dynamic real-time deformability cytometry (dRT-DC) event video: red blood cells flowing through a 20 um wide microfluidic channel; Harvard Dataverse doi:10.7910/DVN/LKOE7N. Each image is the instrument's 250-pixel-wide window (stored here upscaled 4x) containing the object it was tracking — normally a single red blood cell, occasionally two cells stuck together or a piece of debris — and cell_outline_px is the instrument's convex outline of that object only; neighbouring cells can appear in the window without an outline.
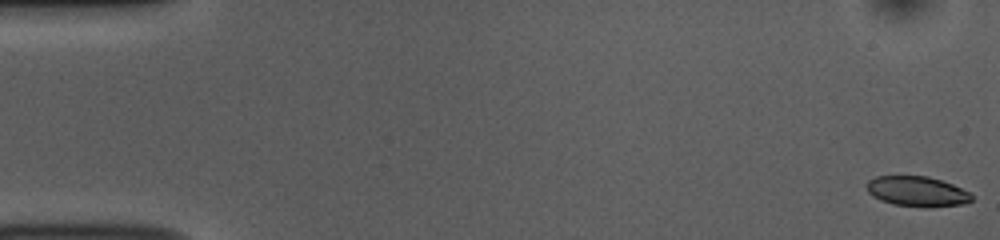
{"species": "common noctule bat (a hibernating species)", "species_latin": "Nyctalus noctula", "temperature_condition": "room temperature", "stored_images_in_passage": 54, "camera_frame_rate_fps": 3000, "um_per_image_px": 0.085, "animal": {"sex": "female", "body_mass_g": 10.0, "forearm_length_mm": 53.1}, "frame": {"image": 1, "passage_image": 1, "time_ms": 0.0, "image_size_px": [1000, 240], "cell_outline_px": [[972, 200], [964, 204], [924, 208], [892, 204], [880, 200], [872, 196], [868, 192], [864, 184], [868, 180], [876, 176], [928, 176], [952, 184], [968, 192], [972, 196]], "centroid_in_image_um": [77.9, 16.28], "position_along_channel_um": 7.1, "area_um2": 18.61}}
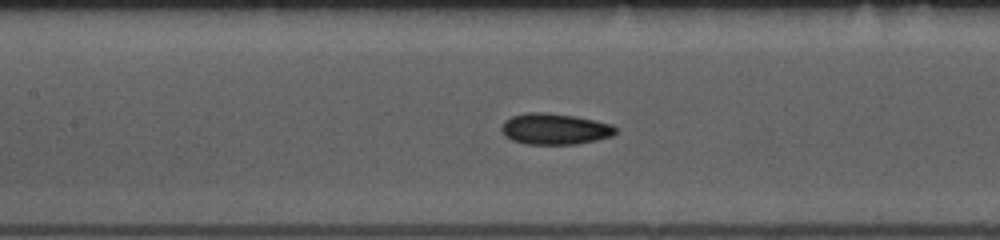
{"frame": {"image": 2, "passage_image": 24, "time_ms": 7.667, "image_size_px": [1000, 240], "cell_outline_px": [[616, 132], [612, 136], [596, 140], [576, 144], [528, 144], [512, 140], [504, 136], [500, 128], [504, 120], [512, 116], [528, 112], [544, 112], [576, 116], [612, 124], [616, 128]], "centroid_in_image_um": [47.13, 10.96], "position_along_channel_um": 160.3, "area_um2": 20.75}}
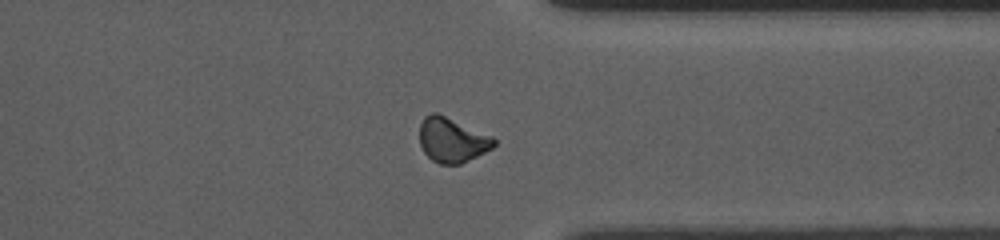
{"frame": {"image": 3, "passage_image": 41, "time_ms": 13.333, "image_size_px": [1000, 240], "cell_outline_px": [[496, 144], [492, 148], [460, 164], [440, 164], [432, 160], [424, 152], [420, 144], [420, 124], [424, 116], [432, 112], [436, 112], [492, 136], [496, 140]], "centroid_in_image_um": [38.41, 11.89], "position_along_channel_um": 373.0, "area_um2": 19.19}, "authors_computed_cell_mechanics": {"area_um2": 19.4786, "velocity_mm_per_s": 3.8143, "shape_relaxation_time_tau1_ms": 2.6916, "shape_relaxation_time_tau2_ms": 3.7947, "deformation_change_tau1": 0.1025, "deformation_change_tau2": 0.0821}}